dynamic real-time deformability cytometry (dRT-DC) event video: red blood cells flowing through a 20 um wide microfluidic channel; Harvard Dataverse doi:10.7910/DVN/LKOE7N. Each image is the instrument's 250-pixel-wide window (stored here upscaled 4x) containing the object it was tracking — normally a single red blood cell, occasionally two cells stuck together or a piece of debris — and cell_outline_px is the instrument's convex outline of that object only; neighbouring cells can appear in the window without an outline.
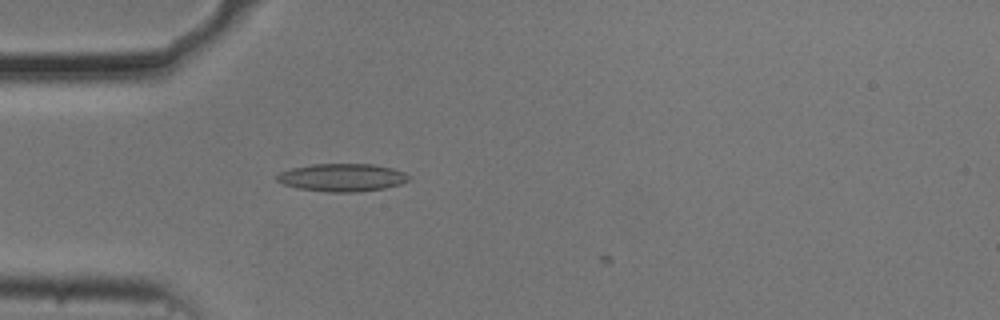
{"species": "common noctule bat (a hibernating species)", "species_latin": "Nyctalus noctula", "temperature_condition": "cold", "stored_images_in_passage": 2, "camera_frame_rate_fps": 3000, "um_per_image_px": 0.085, "animal": {"sex": "male", "body_mass_g": 20.5, "forearm_length_mm": 52.5}, "frame": {"image": 1, "passage_image": 1, "time_ms": 0.0, "image_size_px": [1000, 320], "cell_outline_px": [[412, 176], [408, 180], [400, 184], [384, 188], [356, 192], [328, 192], [300, 188], [284, 184], [276, 180], [276, 176], [280, 172], [292, 168], [312, 164], [372, 164], [392, 168], [404, 172]], "centroid_in_image_um": [29.1, 15.08], "position_along_channel_um": 55.9, "area_um2": 21.27}}